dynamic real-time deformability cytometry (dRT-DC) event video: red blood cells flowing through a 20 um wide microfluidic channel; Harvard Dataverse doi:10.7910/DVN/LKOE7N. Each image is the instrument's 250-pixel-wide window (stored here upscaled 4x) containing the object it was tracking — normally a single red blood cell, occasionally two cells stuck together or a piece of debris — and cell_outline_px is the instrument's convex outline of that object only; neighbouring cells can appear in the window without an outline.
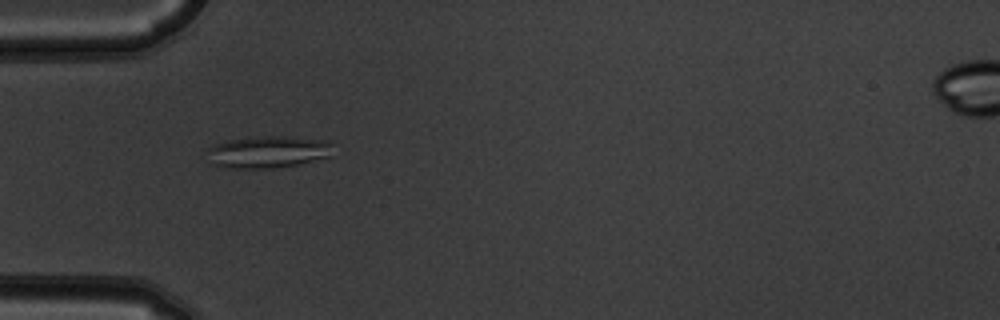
{"species": "common noctule bat (a hibernating species)", "species_latin": "Nyctalus noctula", "temperature_condition": "warm", "stored_images_in_passage": 6, "camera_frame_rate_fps": 3000, "um_per_image_px": 0.085, "animal": {"sex": "male", "body_mass_g": 19.5, "forearm_length_mm": 54.6}, "frame": {"image": 1, "passage_image": 5, "time_ms": 1.333, "image_size_px": [1000, 320], "cell_outline_px": [[332, 156], [300, 164], [272, 168], [224, 168], [208, 164], [208, 148], [224, 140], [248, 136], [280, 136], [328, 140], [332, 144]], "centroid_in_image_um": [22.74, 12.91], "position_along_channel_um": 62.3, "area_um2": 24.04}}
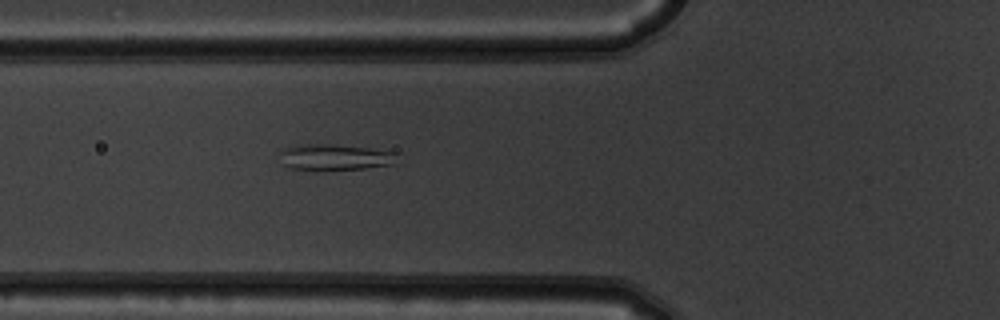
{"frame": {"image": 2, "passage_image": 6, "time_ms": 1.667, "image_size_px": [1000, 320], "cell_outline_px": [[396, 152], [392, 164], [364, 168], [316, 172], [288, 168], [284, 164], [280, 152], [284, 148], [300, 144], [328, 144], [368, 148]], "centroid_in_image_um": [28.37, 13.39], "position_along_channel_um": 97.4, "area_um2": 17.98}}